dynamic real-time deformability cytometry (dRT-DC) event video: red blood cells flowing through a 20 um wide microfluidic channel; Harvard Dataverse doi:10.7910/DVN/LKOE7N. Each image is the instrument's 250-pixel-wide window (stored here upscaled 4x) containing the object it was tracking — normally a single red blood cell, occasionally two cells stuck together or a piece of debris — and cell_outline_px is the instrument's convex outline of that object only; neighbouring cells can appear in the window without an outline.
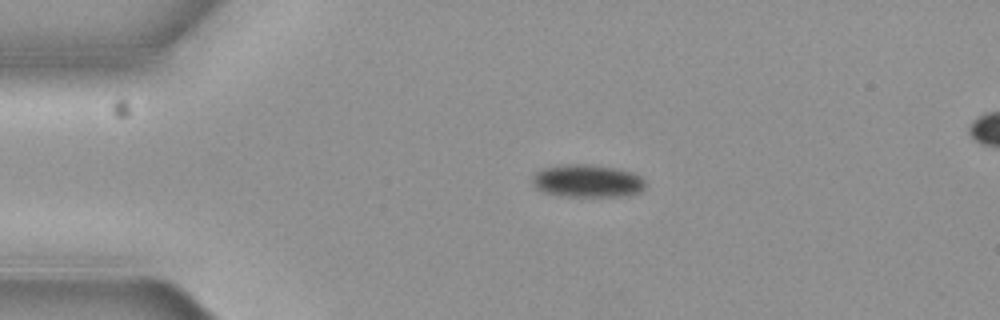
{"species": "common noctule bat (a hibernating species)", "species_latin": "Nyctalus noctula", "temperature_condition": "cold", "stored_images_in_passage": 3, "camera_frame_rate_fps": 3000, "um_per_image_px": 0.085, "animal": {"sex": "female", "body_mass_g": 19.3, "forearm_length_mm": 54.1}, "frame": {"image": 1, "passage_image": 1, "time_ms": 0.0, "image_size_px": [1000, 320], "cell_outline_px": [[644, 188], [640, 192], [628, 196], [564, 196], [544, 192], [536, 188], [532, 180], [532, 176], [536, 172], [544, 168], [572, 164], [588, 164], [616, 168], [632, 172], [640, 176], [644, 180]], "centroid_in_image_um": [49.95, 15.39], "position_along_channel_um": 35.1, "area_um2": 21.44}}